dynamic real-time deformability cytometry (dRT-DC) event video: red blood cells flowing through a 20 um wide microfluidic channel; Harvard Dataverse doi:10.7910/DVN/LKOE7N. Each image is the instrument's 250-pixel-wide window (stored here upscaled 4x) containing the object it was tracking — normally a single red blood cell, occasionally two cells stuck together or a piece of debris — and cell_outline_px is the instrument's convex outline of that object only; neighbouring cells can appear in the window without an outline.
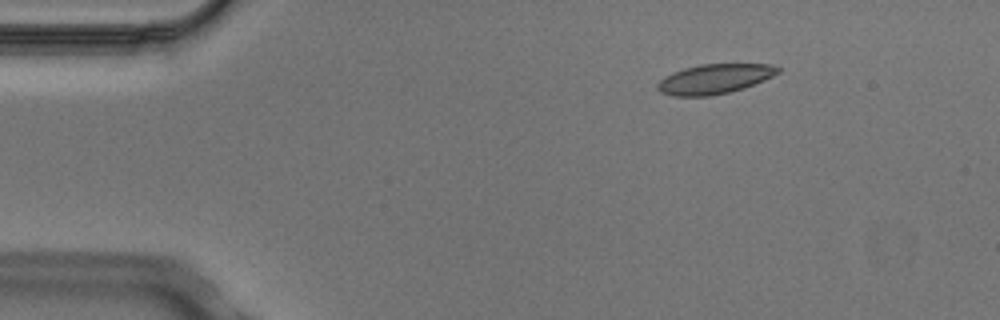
{"species": "Egyptian fruit bat (a non-hibernating species)", "species_latin": "Rousettus aegyptiacus", "temperature_condition": "cold", "stored_images_in_passage": 5, "camera_frame_rate_fps": 3000, "um_per_image_px": 0.085, "animal": {"sex": "male"}, "frame": {"image": 1, "passage_image": 3, "time_ms": 0.667, "image_size_px": [1000, 320], "cell_outline_px": [[780, 72], [764, 80], [744, 88], [728, 92], [708, 96], [672, 96], [660, 92], [656, 88], [656, 84], [664, 76], [672, 72], [684, 68], [700, 64], [772, 64], [780, 68]], "centroid_in_image_um": [60.7, 6.71], "position_along_channel_um": 24.3, "area_um2": 20.92}}